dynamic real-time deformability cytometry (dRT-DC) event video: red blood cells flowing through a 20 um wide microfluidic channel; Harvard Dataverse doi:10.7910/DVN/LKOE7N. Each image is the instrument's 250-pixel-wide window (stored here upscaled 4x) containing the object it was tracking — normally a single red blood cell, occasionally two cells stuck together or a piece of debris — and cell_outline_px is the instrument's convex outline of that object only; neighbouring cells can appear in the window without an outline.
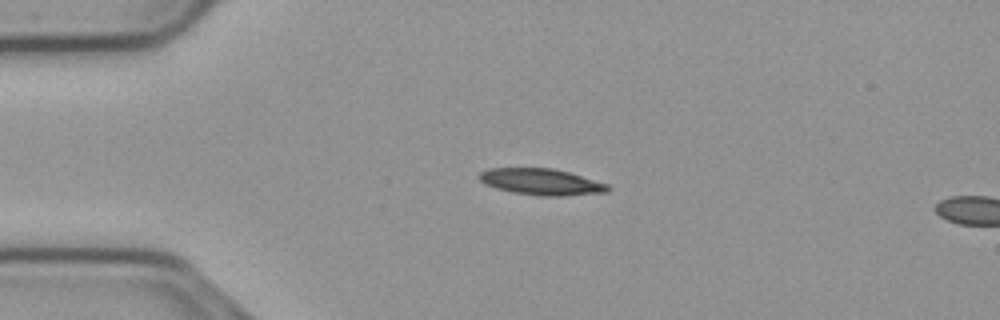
{"species": "common noctule bat (a hibernating species)", "species_latin": "Nyctalus noctula", "temperature_condition": "cold", "stored_images_in_passage": 4, "camera_frame_rate_fps": 3000, "um_per_image_px": 0.085, "animal": {"sex": "male", "body_mass_g": 23.1, "forearm_length_mm": 52.7}, "frame": {"image": 1, "passage_image": 1, "time_ms": 0.0, "image_size_px": [1000, 320], "cell_outline_px": [[612, 188], [608, 192], [564, 196], [540, 196], [512, 192], [496, 188], [484, 184], [476, 176], [480, 172], [488, 168], [552, 168], [568, 172], [608, 184]], "centroid_in_image_um": [45.99, 15.46], "position_along_channel_um": 39.0, "area_um2": 19.88}}